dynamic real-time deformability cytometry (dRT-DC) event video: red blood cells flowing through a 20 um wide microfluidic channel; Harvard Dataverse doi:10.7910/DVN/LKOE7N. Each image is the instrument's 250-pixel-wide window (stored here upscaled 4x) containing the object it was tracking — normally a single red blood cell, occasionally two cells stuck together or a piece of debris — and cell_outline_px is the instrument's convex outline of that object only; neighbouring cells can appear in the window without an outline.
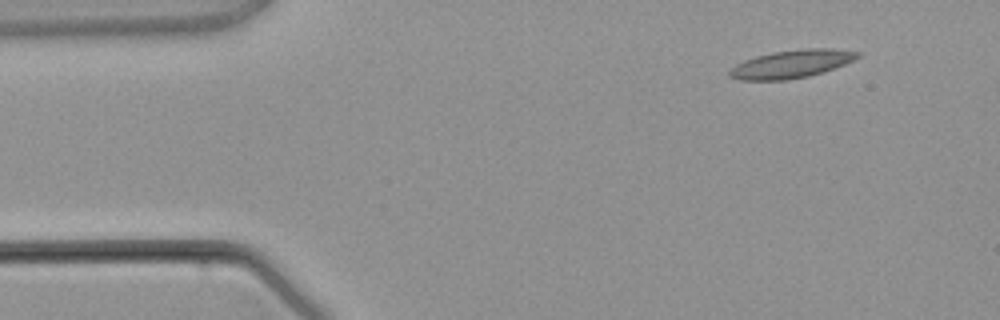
{"species": "common noctule bat (a hibernating species)", "species_latin": "Nyctalus noctula", "temperature_condition": "warm", "stored_images_in_passage": 4, "camera_frame_rate_fps": 3000, "um_per_image_px": 0.085, "animal": {"sex": "male", "body_mass_g": 21.5, "forearm_length_mm": 52.0}, "frame": {"image": 1, "passage_image": 1, "time_ms": 0.0, "image_size_px": [1000, 320], "cell_outline_px": [[860, 56], [844, 64], [824, 72], [808, 76], [784, 80], [740, 80], [728, 76], [728, 72], [736, 64], [744, 60], [756, 56], [772, 52], [808, 48], [832, 48], [860, 52]], "centroid_in_image_um": [67.26, 5.44], "position_along_channel_um": 17.7, "area_um2": 20.81}}